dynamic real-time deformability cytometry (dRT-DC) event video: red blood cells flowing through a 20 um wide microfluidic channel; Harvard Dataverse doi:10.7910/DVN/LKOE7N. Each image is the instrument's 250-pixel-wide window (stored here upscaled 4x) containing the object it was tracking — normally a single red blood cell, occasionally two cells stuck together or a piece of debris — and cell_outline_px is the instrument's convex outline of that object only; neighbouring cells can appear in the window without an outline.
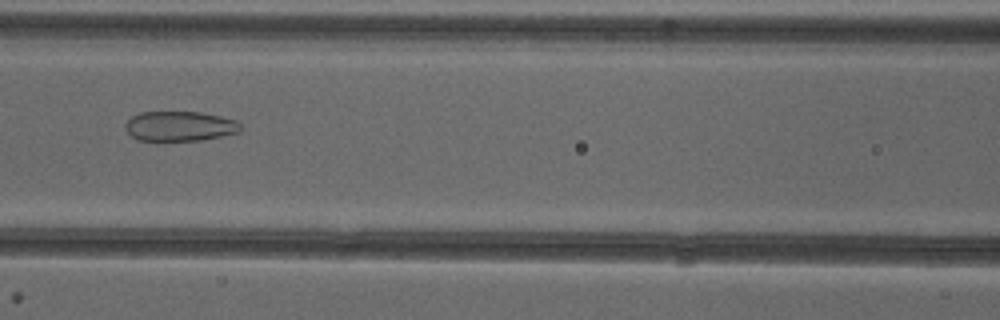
{"species": "common noctule bat (a hibernating species)", "species_latin": "Nyctalus noctula", "temperature_condition": "cold", "stored_images_in_passage": 43, "camera_frame_rate_fps": 3000, "um_per_image_px": 0.085, "animal": {"sex": "female"}, "frame": {"image": 1, "passage_image": 15, "time_ms": 4.667, "image_size_px": [1000, 320], "cell_outline_px": [[240, 132], [200, 140], [136, 140], [124, 128], [124, 124], [132, 116], [140, 112], [200, 112], [220, 116], [236, 120], [240, 124]], "centroid_in_image_um": [15.25, 10.72], "position_along_channel_um": 151.3, "area_um2": 19.94}}
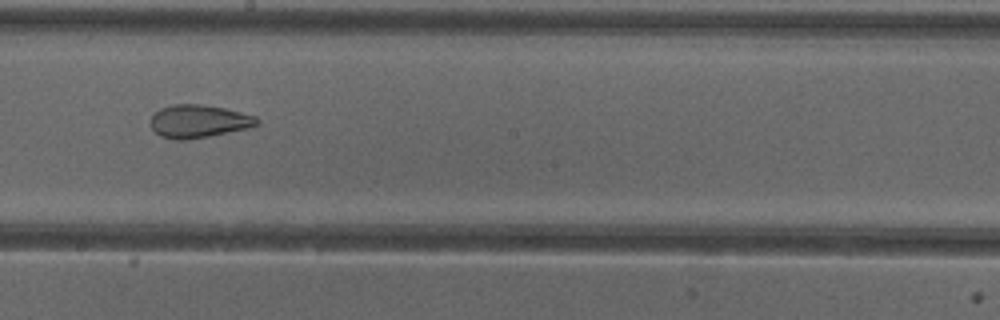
{"frame": {"image": 2, "passage_image": 21, "time_ms": 6.667, "image_size_px": [1000, 320], "cell_outline_px": [[260, 124], [248, 128], [208, 136], [184, 140], [176, 140], [160, 136], [152, 128], [152, 116], [160, 108], [172, 104], [200, 104], [224, 108], [256, 116], [260, 120]], "centroid_in_image_um": [16.91, 10.3], "position_along_channel_um": 231.3, "area_um2": 20.29}}
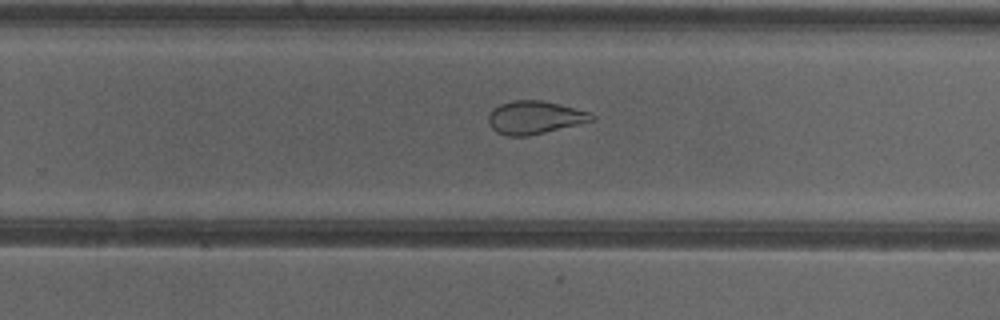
{"frame": {"image": 3, "passage_image": 25, "time_ms": 8.0, "image_size_px": [1000, 320], "cell_outline_px": [[596, 120], [528, 136], [508, 136], [496, 132], [488, 124], [488, 116], [492, 108], [500, 104], [512, 100], [540, 100], [560, 104], [592, 112], [596, 116]], "centroid_in_image_um": [45.46, 9.98], "position_along_channel_um": 284.3, "area_um2": 20.11}, "authors_computed_cell_mechanics": {"area_um2": 24.7962, "velocity_mm_per_s": 3.9969, "shape_relaxation_time_tau1_ms": null, "shape_relaxation_time_tau2_ms": 1.0759, "deformation_change_tau1": null, "deformation_change_tau2": 0.0825}}